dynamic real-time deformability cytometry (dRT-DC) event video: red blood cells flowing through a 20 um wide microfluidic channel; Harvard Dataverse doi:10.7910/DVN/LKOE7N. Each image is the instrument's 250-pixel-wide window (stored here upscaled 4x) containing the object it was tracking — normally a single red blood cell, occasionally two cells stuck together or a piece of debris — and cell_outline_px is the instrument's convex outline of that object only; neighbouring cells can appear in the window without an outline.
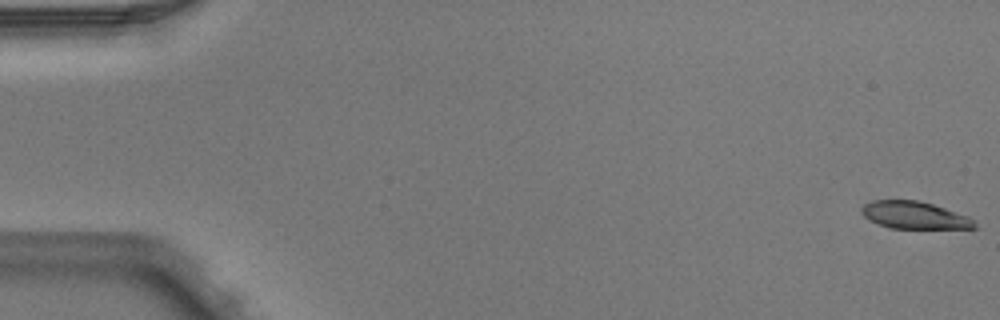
{"species": "Egyptian fruit bat (a non-hibernating species)", "species_latin": "Rousettus aegyptiacus", "temperature_condition": "warm", "stored_images_in_passage": 5, "camera_frame_rate_fps": 3000, "um_per_image_px": 0.085, "animal": {"sex": "male"}, "frame": {"image": 1, "passage_image": 1, "time_ms": 0.0, "image_size_px": [1000, 320], "cell_outline_px": [[976, 228], [888, 228], [864, 216], [864, 204], [872, 200], [916, 200], [932, 204], [968, 216], [976, 220]], "centroid_in_image_um": [77.78, 18.29], "position_along_channel_um": 7.2, "area_um2": 17.63}}
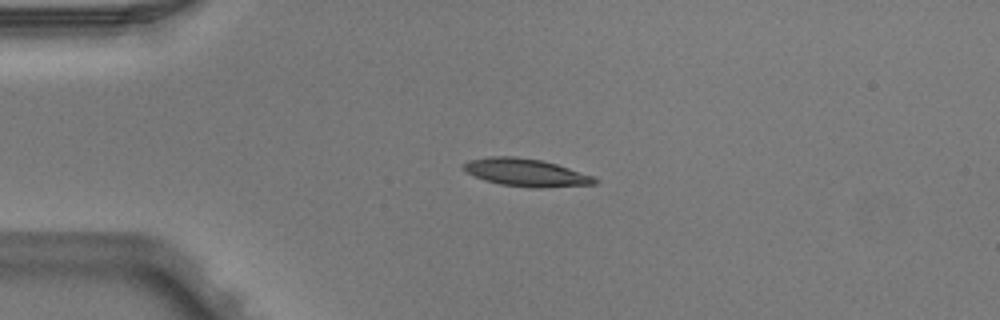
{"frame": {"image": 2, "passage_image": 4, "time_ms": 1.0, "image_size_px": [1000, 320], "cell_outline_px": [[600, 180], [596, 184], [500, 184], [484, 180], [468, 172], [464, 168], [464, 164], [468, 160], [492, 156], [512, 156], [540, 160], [556, 164], [592, 176]], "centroid_in_image_um": [44.61, 14.59], "position_along_channel_um": 40.4, "area_um2": 19.36}}